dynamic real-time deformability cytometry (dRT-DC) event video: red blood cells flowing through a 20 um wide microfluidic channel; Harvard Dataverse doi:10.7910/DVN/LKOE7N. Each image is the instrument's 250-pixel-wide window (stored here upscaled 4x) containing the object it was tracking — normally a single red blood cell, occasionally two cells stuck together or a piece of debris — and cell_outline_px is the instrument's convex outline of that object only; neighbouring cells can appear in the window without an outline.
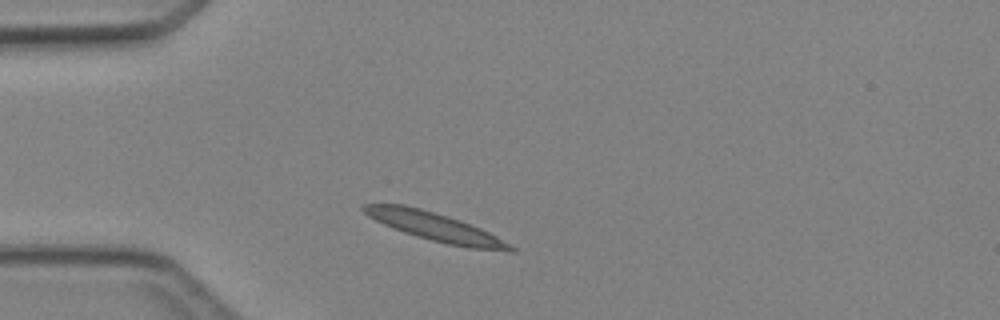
{"species": "Egyptian fruit bat (a non-hibernating species)", "species_latin": "Rousettus aegyptiacus", "temperature_condition": "cold", "stored_images_in_passage": 1, "camera_frame_rate_fps": 3000, "um_per_image_px": 0.085, "animal": {"sex": "female"}, "frame": {"image": 1, "passage_image": 1, "time_ms": 0.0, "image_size_px": [1000, 320], "cell_outline_px": [[516, 252], [508, 252], [468, 248], [448, 244], [416, 236], [392, 228], [368, 216], [360, 208], [364, 204], [404, 204], [420, 208], [448, 216], [460, 220], [480, 228], [496, 236], [516, 248]], "centroid_in_image_um": [37.01, 19.29], "position_along_channel_um": 48.0, "area_um2": 24.16}}